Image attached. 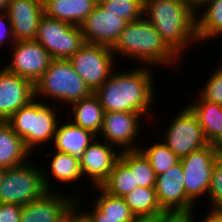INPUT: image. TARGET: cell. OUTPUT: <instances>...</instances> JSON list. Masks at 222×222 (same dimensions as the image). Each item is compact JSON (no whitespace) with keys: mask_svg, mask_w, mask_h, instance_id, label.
Segmentation results:
<instances>
[{"mask_svg":"<svg viewBox=\"0 0 222 222\" xmlns=\"http://www.w3.org/2000/svg\"><path fill=\"white\" fill-rule=\"evenodd\" d=\"M56 191H47L38 200L22 206L20 222H55L76 199Z\"/></svg>","mask_w":222,"mask_h":222,"instance_id":"18","label":"cell"},{"mask_svg":"<svg viewBox=\"0 0 222 222\" xmlns=\"http://www.w3.org/2000/svg\"><path fill=\"white\" fill-rule=\"evenodd\" d=\"M114 55L139 61L144 66L179 65L181 58L166 44L156 28L143 16L139 20L128 22L111 47ZM147 63V64H146ZM172 64V65H171ZM176 64V65H175Z\"/></svg>","mask_w":222,"mask_h":222,"instance_id":"3","label":"cell"},{"mask_svg":"<svg viewBox=\"0 0 222 222\" xmlns=\"http://www.w3.org/2000/svg\"><path fill=\"white\" fill-rule=\"evenodd\" d=\"M38 100L40 101L34 98L6 120L31 153L32 150H37V146L41 147L42 143H53L59 124L57 120L60 114L56 113V105L52 107Z\"/></svg>","mask_w":222,"mask_h":222,"instance_id":"4","label":"cell"},{"mask_svg":"<svg viewBox=\"0 0 222 222\" xmlns=\"http://www.w3.org/2000/svg\"><path fill=\"white\" fill-rule=\"evenodd\" d=\"M132 222H160V215L153 217H135Z\"/></svg>","mask_w":222,"mask_h":222,"instance_id":"42","label":"cell"},{"mask_svg":"<svg viewBox=\"0 0 222 222\" xmlns=\"http://www.w3.org/2000/svg\"><path fill=\"white\" fill-rule=\"evenodd\" d=\"M92 93L70 61L63 59H52L48 69L34 84V97L49 98L55 105L65 102L70 106Z\"/></svg>","mask_w":222,"mask_h":222,"instance_id":"5","label":"cell"},{"mask_svg":"<svg viewBox=\"0 0 222 222\" xmlns=\"http://www.w3.org/2000/svg\"><path fill=\"white\" fill-rule=\"evenodd\" d=\"M142 114L133 112H105L100 136L107 143L120 147L118 151L139 150L136 138L143 133L140 127ZM141 129V130H140Z\"/></svg>","mask_w":222,"mask_h":222,"instance_id":"12","label":"cell"},{"mask_svg":"<svg viewBox=\"0 0 222 222\" xmlns=\"http://www.w3.org/2000/svg\"><path fill=\"white\" fill-rule=\"evenodd\" d=\"M99 192L93 203L104 213V217L135 218L123 197H117L106 192L101 186L94 187Z\"/></svg>","mask_w":222,"mask_h":222,"instance_id":"30","label":"cell"},{"mask_svg":"<svg viewBox=\"0 0 222 222\" xmlns=\"http://www.w3.org/2000/svg\"><path fill=\"white\" fill-rule=\"evenodd\" d=\"M196 8L198 43L222 35V0H202Z\"/></svg>","mask_w":222,"mask_h":222,"instance_id":"24","label":"cell"},{"mask_svg":"<svg viewBox=\"0 0 222 222\" xmlns=\"http://www.w3.org/2000/svg\"><path fill=\"white\" fill-rule=\"evenodd\" d=\"M196 13V6L188 0H144L143 16L180 58L188 46L198 42Z\"/></svg>","mask_w":222,"mask_h":222,"instance_id":"2","label":"cell"},{"mask_svg":"<svg viewBox=\"0 0 222 222\" xmlns=\"http://www.w3.org/2000/svg\"><path fill=\"white\" fill-rule=\"evenodd\" d=\"M187 107L196 116L209 144H213L222 135V106L214 102L195 97Z\"/></svg>","mask_w":222,"mask_h":222,"instance_id":"21","label":"cell"},{"mask_svg":"<svg viewBox=\"0 0 222 222\" xmlns=\"http://www.w3.org/2000/svg\"><path fill=\"white\" fill-rule=\"evenodd\" d=\"M115 55L106 45L85 44L68 60L76 73L94 93L110 77L116 67ZM115 65V66H114Z\"/></svg>","mask_w":222,"mask_h":222,"instance_id":"8","label":"cell"},{"mask_svg":"<svg viewBox=\"0 0 222 222\" xmlns=\"http://www.w3.org/2000/svg\"><path fill=\"white\" fill-rule=\"evenodd\" d=\"M71 106V112L74 115L70 117V121L85 130L91 131L98 137L103 126L105 113L99 98L92 93L89 97L72 103Z\"/></svg>","mask_w":222,"mask_h":222,"instance_id":"22","label":"cell"},{"mask_svg":"<svg viewBox=\"0 0 222 222\" xmlns=\"http://www.w3.org/2000/svg\"><path fill=\"white\" fill-rule=\"evenodd\" d=\"M202 0H197V6H198V4L201 2Z\"/></svg>","mask_w":222,"mask_h":222,"instance_id":"46","label":"cell"},{"mask_svg":"<svg viewBox=\"0 0 222 222\" xmlns=\"http://www.w3.org/2000/svg\"><path fill=\"white\" fill-rule=\"evenodd\" d=\"M10 0H0V11L6 12Z\"/></svg>","mask_w":222,"mask_h":222,"instance_id":"43","label":"cell"},{"mask_svg":"<svg viewBox=\"0 0 222 222\" xmlns=\"http://www.w3.org/2000/svg\"><path fill=\"white\" fill-rule=\"evenodd\" d=\"M35 41L47 50L52 59L68 60L85 44L80 26L71 25L43 15Z\"/></svg>","mask_w":222,"mask_h":222,"instance_id":"7","label":"cell"},{"mask_svg":"<svg viewBox=\"0 0 222 222\" xmlns=\"http://www.w3.org/2000/svg\"><path fill=\"white\" fill-rule=\"evenodd\" d=\"M207 212L201 222H222V209L211 208Z\"/></svg>","mask_w":222,"mask_h":222,"instance_id":"39","label":"cell"},{"mask_svg":"<svg viewBox=\"0 0 222 222\" xmlns=\"http://www.w3.org/2000/svg\"><path fill=\"white\" fill-rule=\"evenodd\" d=\"M52 159L50 160V173L51 177L57 179L56 181L66 183H75L83 178V174L80 168V159L73 157L69 153H63L55 150L51 154Z\"/></svg>","mask_w":222,"mask_h":222,"instance_id":"26","label":"cell"},{"mask_svg":"<svg viewBox=\"0 0 222 222\" xmlns=\"http://www.w3.org/2000/svg\"><path fill=\"white\" fill-rule=\"evenodd\" d=\"M98 3L127 22L143 17L144 0H100Z\"/></svg>","mask_w":222,"mask_h":222,"instance_id":"31","label":"cell"},{"mask_svg":"<svg viewBox=\"0 0 222 222\" xmlns=\"http://www.w3.org/2000/svg\"><path fill=\"white\" fill-rule=\"evenodd\" d=\"M55 222H74V202L55 220Z\"/></svg>","mask_w":222,"mask_h":222,"instance_id":"40","label":"cell"},{"mask_svg":"<svg viewBox=\"0 0 222 222\" xmlns=\"http://www.w3.org/2000/svg\"><path fill=\"white\" fill-rule=\"evenodd\" d=\"M29 162L6 168L0 185V203L24 206L38 200L47 191L55 190L50 174Z\"/></svg>","mask_w":222,"mask_h":222,"instance_id":"6","label":"cell"},{"mask_svg":"<svg viewBox=\"0 0 222 222\" xmlns=\"http://www.w3.org/2000/svg\"><path fill=\"white\" fill-rule=\"evenodd\" d=\"M208 201L210 199V208L222 209V159H218L215 162L211 184L208 191Z\"/></svg>","mask_w":222,"mask_h":222,"instance_id":"33","label":"cell"},{"mask_svg":"<svg viewBox=\"0 0 222 222\" xmlns=\"http://www.w3.org/2000/svg\"><path fill=\"white\" fill-rule=\"evenodd\" d=\"M22 206L0 203V222H20Z\"/></svg>","mask_w":222,"mask_h":222,"instance_id":"34","label":"cell"},{"mask_svg":"<svg viewBox=\"0 0 222 222\" xmlns=\"http://www.w3.org/2000/svg\"><path fill=\"white\" fill-rule=\"evenodd\" d=\"M127 21L105 10L99 3L80 25L86 44L112 47L127 25Z\"/></svg>","mask_w":222,"mask_h":222,"instance_id":"14","label":"cell"},{"mask_svg":"<svg viewBox=\"0 0 222 222\" xmlns=\"http://www.w3.org/2000/svg\"><path fill=\"white\" fill-rule=\"evenodd\" d=\"M15 41L35 40L44 15L43 0H10L7 10Z\"/></svg>","mask_w":222,"mask_h":222,"instance_id":"17","label":"cell"},{"mask_svg":"<svg viewBox=\"0 0 222 222\" xmlns=\"http://www.w3.org/2000/svg\"><path fill=\"white\" fill-rule=\"evenodd\" d=\"M195 207L190 212H165L160 222H194Z\"/></svg>","mask_w":222,"mask_h":222,"instance_id":"36","label":"cell"},{"mask_svg":"<svg viewBox=\"0 0 222 222\" xmlns=\"http://www.w3.org/2000/svg\"><path fill=\"white\" fill-rule=\"evenodd\" d=\"M7 40L11 42L10 44L15 42L10 19L6 12L0 11V46L6 44Z\"/></svg>","mask_w":222,"mask_h":222,"instance_id":"35","label":"cell"},{"mask_svg":"<svg viewBox=\"0 0 222 222\" xmlns=\"http://www.w3.org/2000/svg\"><path fill=\"white\" fill-rule=\"evenodd\" d=\"M31 152L6 121H0V166L15 167L27 162Z\"/></svg>","mask_w":222,"mask_h":222,"instance_id":"23","label":"cell"},{"mask_svg":"<svg viewBox=\"0 0 222 222\" xmlns=\"http://www.w3.org/2000/svg\"><path fill=\"white\" fill-rule=\"evenodd\" d=\"M189 2H191L192 4H194L197 7V0H188Z\"/></svg>","mask_w":222,"mask_h":222,"instance_id":"45","label":"cell"},{"mask_svg":"<svg viewBox=\"0 0 222 222\" xmlns=\"http://www.w3.org/2000/svg\"><path fill=\"white\" fill-rule=\"evenodd\" d=\"M216 160L217 156L212 144L180 159L183 167L185 192L194 204H197L196 201L198 202L199 198L208 195Z\"/></svg>","mask_w":222,"mask_h":222,"instance_id":"10","label":"cell"},{"mask_svg":"<svg viewBox=\"0 0 222 222\" xmlns=\"http://www.w3.org/2000/svg\"><path fill=\"white\" fill-rule=\"evenodd\" d=\"M115 146L96 137L84 150L80 158V168L84 176L94 187L101 186L109 177L115 162L119 159L120 151ZM118 152V153H117Z\"/></svg>","mask_w":222,"mask_h":222,"instance_id":"15","label":"cell"},{"mask_svg":"<svg viewBox=\"0 0 222 222\" xmlns=\"http://www.w3.org/2000/svg\"><path fill=\"white\" fill-rule=\"evenodd\" d=\"M34 97V84L26 78L0 68V121H6L12 114Z\"/></svg>","mask_w":222,"mask_h":222,"instance_id":"16","label":"cell"},{"mask_svg":"<svg viewBox=\"0 0 222 222\" xmlns=\"http://www.w3.org/2000/svg\"><path fill=\"white\" fill-rule=\"evenodd\" d=\"M101 187L111 195L123 197L139 186H135L134 171L119 158Z\"/></svg>","mask_w":222,"mask_h":222,"instance_id":"28","label":"cell"},{"mask_svg":"<svg viewBox=\"0 0 222 222\" xmlns=\"http://www.w3.org/2000/svg\"><path fill=\"white\" fill-rule=\"evenodd\" d=\"M182 108L163 134L164 143L180 159L209 145L196 116L187 106Z\"/></svg>","mask_w":222,"mask_h":222,"instance_id":"9","label":"cell"},{"mask_svg":"<svg viewBox=\"0 0 222 222\" xmlns=\"http://www.w3.org/2000/svg\"><path fill=\"white\" fill-rule=\"evenodd\" d=\"M10 46L13 50L12 59L4 68L35 84L49 67L52 60L49 52L35 40L15 41Z\"/></svg>","mask_w":222,"mask_h":222,"instance_id":"11","label":"cell"},{"mask_svg":"<svg viewBox=\"0 0 222 222\" xmlns=\"http://www.w3.org/2000/svg\"><path fill=\"white\" fill-rule=\"evenodd\" d=\"M146 148L139 147L158 176L180 161V158L163 142L152 143Z\"/></svg>","mask_w":222,"mask_h":222,"instance_id":"29","label":"cell"},{"mask_svg":"<svg viewBox=\"0 0 222 222\" xmlns=\"http://www.w3.org/2000/svg\"><path fill=\"white\" fill-rule=\"evenodd\" d=\"M97 3L96 0H43V11L49 18L80 26Z\"/></svg>","mask_w":222,"mask_h":222,"instance_id":"19","label":"cell"},{"mask_svg":"<svg viewBox=\"0 0 222 222\" xmlns=\"http://www.w3.org/2000/svg\"><path fill=\"white\" fill-rule=\"evenodd\" d=\"M181 161L156 176L157 200L165 212H190L195 204L187 197Z\"/></svg>","mask_w":222,"mask_h":222,"instance_id":"13","label":"cell"},{"mask_svg":"<svg viewBox=\"0 0 222 222\" xmlns=\"http://www.w3.org/2000/svg\"><path fill=\"white\" fill-rule=\"evenodd\" d=\"M96 137L91 131L85 130L67 120L62 125L58 124L52 144L54 150L69 153L73 157L80 159L84 150Z\"/></svg>","mask_w":222,"mask_h":222,"instance_id":"20","label":"cell"},{"mask_svg":"<svg viewBox=\"0 0 222 222\" xmlns=\"http://www.w3.org/2000/svg\"><path fill=\"white\" fill-rule=\"evenodd\" d=\"M123 199L135 217H153L165 213L158 203L155 187H137Z\"/></svg>","mask_w":222,"mask_h":222,"instance_id":"25","label":"cell"},{"mask_svg":"<svg viewBox=\"0 0 222 222\" xmlns=\"http://www.w3.org/2000/svg\"><path fill=\"white\" fill-rule=\"evenodd\" d=\"M5 171H6V168L3 166H0V185L2 183V179H3Z\"/></svg>","mask_w":222,"mask_h":222,"instance_id":"44","label":"cell"},{"mask_svg":"<svg viewBox=\"0 0 222 222\" xmlns=\"http://www.w3.org/2000/svg\"><path fill=\"white\" fill-rule=\"evenodd\" d=\"M218 66L204 83L205 85L199 96L222 106V64Z\"/></svg>","mask_w":222,"mask_h":222,"instance_id":"32","label":"cell"},{"mask_svg":"<svg viewBox=\"0 0 222 222\" xmlns=\"http://www.w3.org/2000/svg\"><path fill=\"white\" fill-rule=\"evenodd\" d=\"M91 210L85 213L93 222H132L134 218H112L104 217V213L93 203Z\"/></svg>","mask_w":222,"mask_h":222,"instance_id":"37","label":"cell"},{"mask_svg":"<svg viewBox=\"0 0 222 222\" xmlns=\"http://www.w3.org/2000/svg\"><path fill=\"white\" fill-rule=\"evenodd\" d=\"M218 159H222V135L212 144Z\"/></svg>","mask_w":222,"mask_h":222,"instance_id":"41","label":"cell"},{"mask_svg":"<svg viewBox=\"0 0 222 222\" xmlns=\"http://www.w3.org/2000/svg\"><path fill=\"white\" fill-rule=\"evenodd\" d=\"M135 67L112 72L94 92L104 112H133L142 114L144 118L149 116L147 114H150L152 103L155 102L154 71L147 65Z\"/></svg>","mask_w":222,"mask_h":222,"instance_id":"1","label":"cell"},{"mask_svg":"<svg viewBox=\"0 0 222 222\" xmlns=\"http://www.w3.org/2000/svg\"><path fill=\"white\" fill-rule=\"evenodd\" d=\"M119 158L134 171L135 186L155 187V172L140 150L120 151Z\"/></svg>","mask_w":222,"mask_h":222,"instance_id":"27","label":"cell"},{"mask_svg":"<svg viewBox=\"0 0 222 222\" xmlns=\"http://www.w3.org/2000/svg\"><path fill=\"white\" fill-rule=\"evenodd\" d=\"M79 200L74 201V222H93L92 219L85 213L86 210H79ZM83 211V212H82Z\"/></svg>","mask_w":222,"mask_h":222,"instance_id":"38","label":"cell"}]
</instances>
